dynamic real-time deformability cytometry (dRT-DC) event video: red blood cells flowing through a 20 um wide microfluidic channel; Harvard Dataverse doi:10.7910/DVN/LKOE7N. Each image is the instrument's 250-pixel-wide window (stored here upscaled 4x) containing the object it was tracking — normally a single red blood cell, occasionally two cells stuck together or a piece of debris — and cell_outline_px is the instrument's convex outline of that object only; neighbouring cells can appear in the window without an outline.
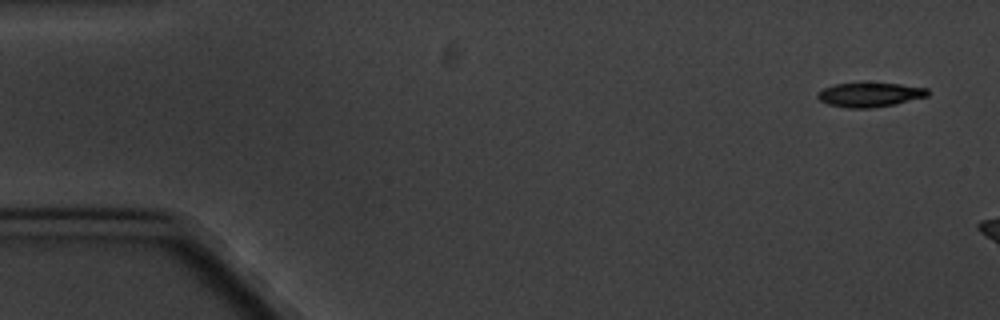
{"species": "common noctule bat (a hibernating species)", "species_latin": "Nyctalus noctula", "temperature_condition": "cold", "stored_images_in_passage": 4, "camera_frame_rate_fps": 3000, "um_per_image_px": 0.085, "animal": {"sex": "male", "body_mass_g": 20.1, "forearm_length_mm": 53.5}, "frame": {"image": 1, "passage_image": 1, "time_ms": 0.0, "image_size_px": [1000, 320], "cell_outline_px": [[928, 96], [896, 104], [872, 108], [848, 108], [828, 104], [820, 100], [816, 96], [816, 92], [832, 84], [864, 80], [900, 84], [928, 88]], "centroid_in_image_um": [73.9, 8.0], "position_along_channel_um": 11.1, "area_um2": 16.42}}